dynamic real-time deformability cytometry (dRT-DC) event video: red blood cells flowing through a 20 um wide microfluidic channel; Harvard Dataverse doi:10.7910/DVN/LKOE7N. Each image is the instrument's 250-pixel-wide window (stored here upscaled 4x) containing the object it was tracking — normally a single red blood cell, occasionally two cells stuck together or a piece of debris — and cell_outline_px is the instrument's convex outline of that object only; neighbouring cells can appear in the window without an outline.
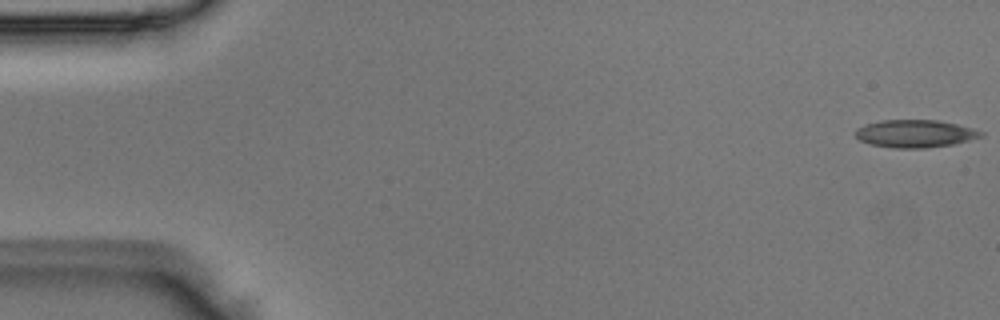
{"species": "Egyptian fruit bat (a non-hibernating species)", "species_latin": "Rousettus aegyptiacus", "temperature_condition": "room temperature", "stored_images_in_passage": 7, "segment_of_instrument_passage": [1, 2], "camera_frame_rate_fps": 3000, "um_per_image_px": 0.085, "animal": {"sex": "male"}, "frame": {"image": 1, "passage_image": 1, "time_ms": 0.0, "image_size_px": [1000, 320], "cell_outline_px": [[984, 136], [952, 144], [924, 148], [892, 148], [872, 144], [860, 140], [856, 136], [856, 128], [864, 124], [880, 120], [936, 120], [956, 124], [972, 128], [984, 132]], "centroid_in_image_um": [77.77, 11.35], "position_along_channel_um": 7.2, "area_um2": 20.11}}
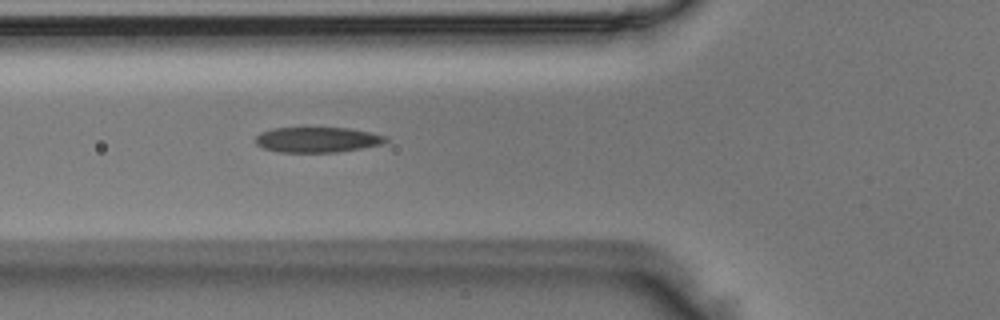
{"frame": {"image": 2, "passage_image": 6, "time_ms": 1.667, "image_size_px": [1000, 320], "cell_outline_px": [[388, 140], [380, 144], [360, 148], [336, 152], [280, 152], [264, 148], [256, 144], [252, 140], [260, 132], [272, 128], [348, 128], [388, 136]], "centroid_in_image_um": [26.91, 11.87], "position_along_channel_um": 98.9, "area_um2": 19.13}}